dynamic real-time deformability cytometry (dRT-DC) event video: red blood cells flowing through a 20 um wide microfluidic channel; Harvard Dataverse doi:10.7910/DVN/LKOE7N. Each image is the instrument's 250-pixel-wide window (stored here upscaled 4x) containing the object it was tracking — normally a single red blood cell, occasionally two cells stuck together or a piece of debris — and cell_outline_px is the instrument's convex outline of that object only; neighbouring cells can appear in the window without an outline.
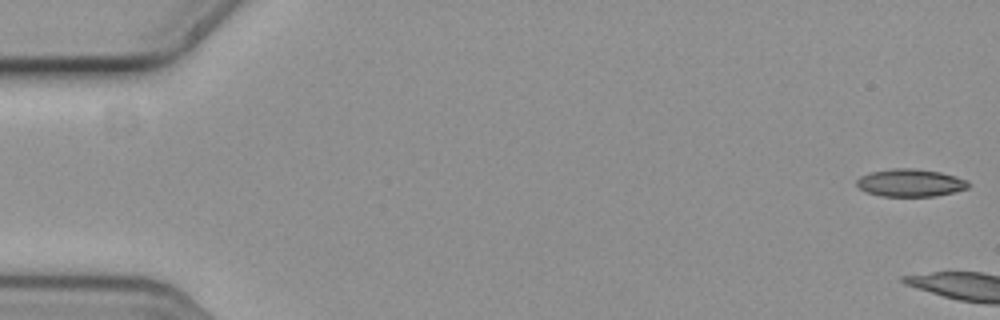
{"species": "common noctule bat (a hibernating species)", "species_latin": "Nyctalus noctula", "temperature_condition": "cold", "stored_images_in_passage": 9, "camera_frame_rate_fps": 3000, "um_per_image_px": 0.085, "animal": {"sex": "female", "body_mass_g": 19.3, "forearm_length_mm": 54.1}, "frame": {"image": 1, "passage_image": 1, "time_ms": 0.0, "image_size_px": [1000, 320], "cell_outline_px": [[968, 188], [936, 196], [880, 196], [868, 192], [860, 188], [856, 184], [856, 180], [860, 176], [872, 172], [892, 168], [912, 168], [940, 172], [956, 176], [964, 180], [968, 184]], "centroid_in_image_um": [77.35, 15.53], "position_along_channel_um": 7.7, "area_um2": 17.74}}
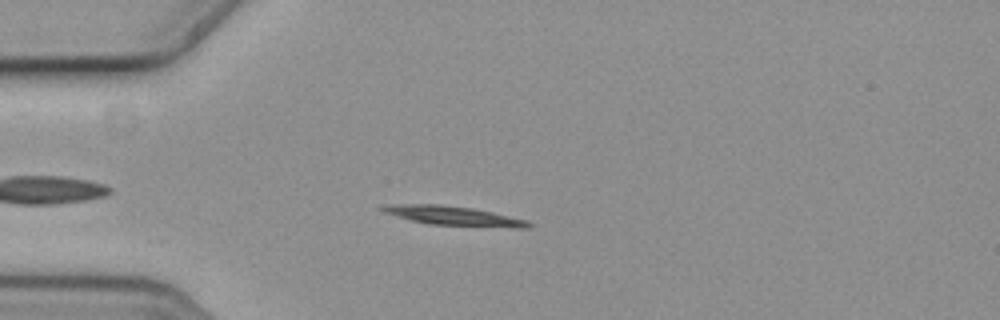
{"frame": {"image": 2, "passage_image": 7, "time_ms": 2.0, "image_size_px": [1000, 320], "cell_outline_px": [[532, 224], [528, 228], [512, 228], [428, 224], [412, 220], [384, 212], [376, 208], [388, 204], [440, 204], [472, 208], [492, 212], [528, 220]], "centroid_in_image_um": [38.58, 18.35], "position_along_channel_um": 46.4, "area_um2": 16.47}}
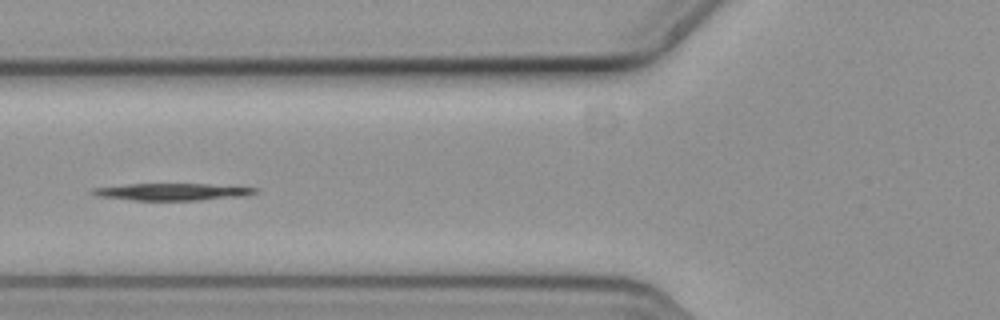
{"frame": {"image": 3, "passage_image": 9, "time_ms": 2.667, "image_size_px": [1000, 320], "cell_outline_px": [[260, 192], [248, 196], [200, 200], [132, 200], [100, 196], [88, 192], [92, 188], [128, 184], [208, 184], [260, 188]], "centroid_in_image_um": [14.73, 16.3], "position_along_channel_um": 111.1, "area_um2": 16.24}}